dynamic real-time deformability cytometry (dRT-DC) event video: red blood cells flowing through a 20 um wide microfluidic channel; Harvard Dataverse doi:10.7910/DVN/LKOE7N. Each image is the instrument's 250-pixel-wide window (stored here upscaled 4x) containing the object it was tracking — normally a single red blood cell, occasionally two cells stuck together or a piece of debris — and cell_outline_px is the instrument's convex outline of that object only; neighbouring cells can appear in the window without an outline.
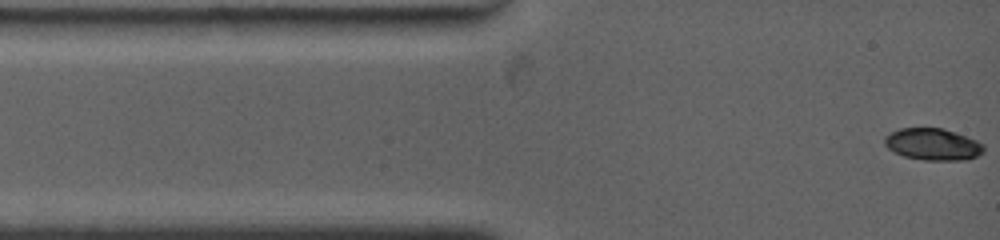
{"species": "common noctule bat (a hibernating species)", "species_latin": "Nyctalus noctula", "temperature_condition": "warm", "stored_images_in_passage": 8, "camera_frame_rate_fps": 4500, "um_per_image_px": 0.085, "animal": {"sex": "female", "body_mass_g": 19.0, "forearm_length_mm": 53.3}, "frame": {"image": 1, "passage_image": 1, "time_ms": 0.0, "image_size_px": [1000, 240], "cell_outline_px": [[984, 152], [976, 156], [964, 160], [924, 160], [904, 156], [888, 148], [884, 144], [884, 140], [892, 132], [900, 128], [944, 128], [976, 140], [984, 144]], "centroid_in_image_um": [79.32, 12.26], "position_along_channel_um": 5.7, "area_um2": 18.21}}